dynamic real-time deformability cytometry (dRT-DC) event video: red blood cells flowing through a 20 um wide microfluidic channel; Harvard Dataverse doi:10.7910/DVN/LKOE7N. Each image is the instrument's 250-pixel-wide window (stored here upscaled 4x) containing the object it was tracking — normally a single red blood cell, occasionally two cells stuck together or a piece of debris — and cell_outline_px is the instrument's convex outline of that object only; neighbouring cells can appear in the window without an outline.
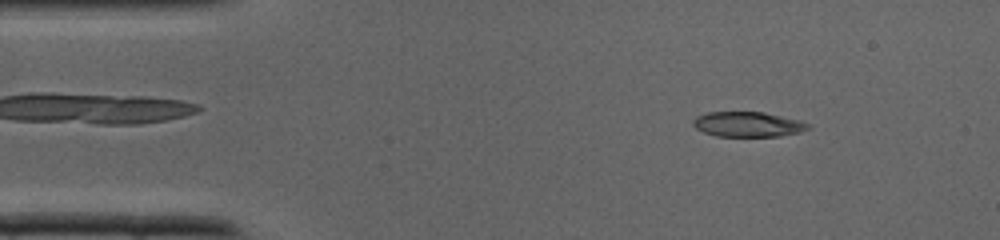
{"species": "common noctule bat (a hibernating species)", "species_latin": "Nyctalus noctula", "temperature_condition": "cold", "stored_images_in_passage": 36, "camera_frame_rate_fps": 3000, "um_per_image_px": 0.085, "animal": {"sex": "male", "body_mass_g": 19.0, "forearm_length_mm": 50.8}, "frame": {"image": 1, "passage_image": 4, "time_ms": 1.0, "image_size_px": [1000, 240], "cell_outline_px": [[812, 128], [800, 132], [780, 136], [716, 136], [704, 132], [696, 128], [692, 124], [692, 120], [696, 116], [708, 112], [764, 112], [800, 120], [808, 124]], "centroid_in_image_um": [63.57, 10.56], "position_along_channel_um": 21.4, "area_um2": 16.82}}
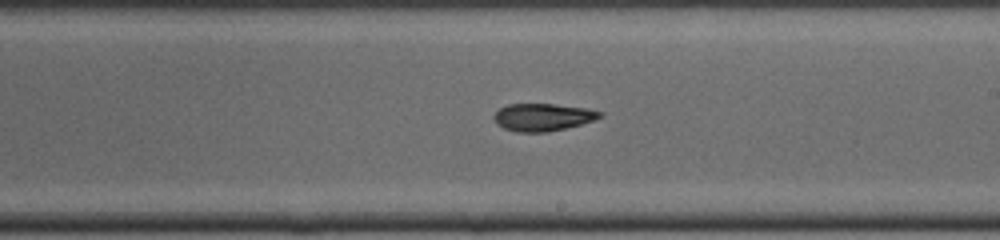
{"frame": {"image": 2, "passage_image": 20, "time_ms": 6.333, "image_size_px": [1000, 240], "cell_outline_px": [[604, 112], [600, 116], [592, 120], [580, 124], [548, 132], [516, 132], [504, 128], [496, 124], [492, 116], [500, 108], [508, 104], [552, 104], [588, 108]], "centroid_in_image_um": [46.09, 9.95], "position_along_channel_um": 242.9, "area_um2": 16.88}}
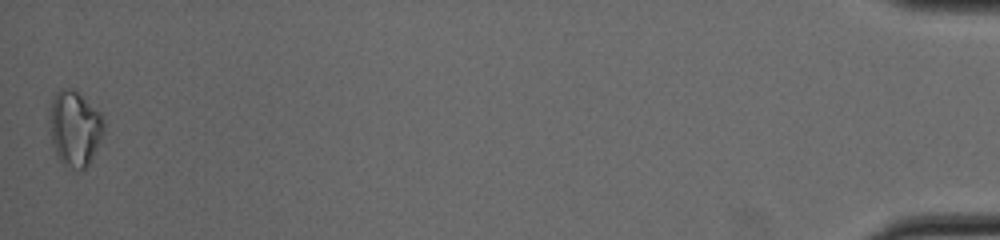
{"frame": {"image": 3, "passage_image": 36, "time_ms": 11.667, "image_size_px": [1000, 240], "cell_outline_px": [[104, 132], [88, 164], [84, 168], [64, 168], [52, 144], [48, 116], [48, 112], [52, 100], [56, 92], [60, 88], [72, 88], [100, 112], [104, 120]], "centroid_in_image_um": [6.32, 10.89], "position_along_channel_um": 428.9, "area_um2": 23.81}}